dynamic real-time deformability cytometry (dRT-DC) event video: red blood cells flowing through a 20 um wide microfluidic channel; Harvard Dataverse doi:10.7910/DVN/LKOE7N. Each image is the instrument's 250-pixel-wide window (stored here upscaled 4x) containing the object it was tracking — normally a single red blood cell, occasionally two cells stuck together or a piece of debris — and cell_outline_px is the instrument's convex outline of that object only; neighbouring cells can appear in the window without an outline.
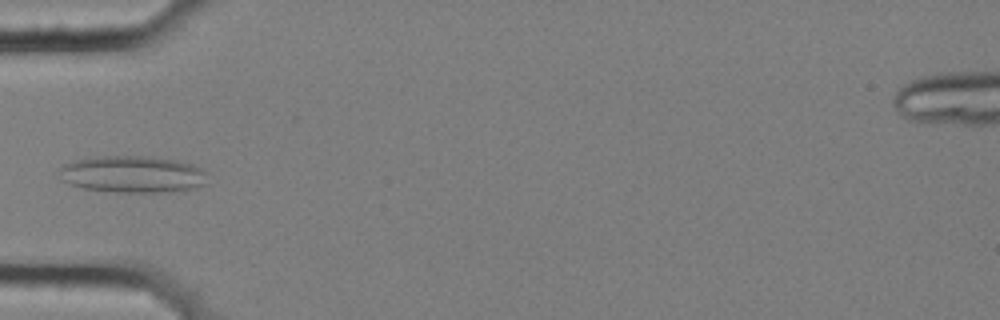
{"species": "common noctule bat (a hibernating species)", "species_latin": "Nyctalus noctula", "temperature_condition": "cold", "stored_images_in_passage": 5, "camera_frame_rate_fps": 3000, "um_per_image_px": 0.085, "animal": {"sex": "female", "body_mass_g": 25.1}, "frame": {"image": 1, "passage_image": 5, "time_ms": 1.333, "image_size_px": [1000, 320], "cell_outline_px": [[208, 184], [184, 192], [116, 192], [84, 188], [68, 184], [60, 180], [60, 168], [64, 164], [72, 160], [100, 156], [144, 156], [176, 160], [192, 164], [200, 168], [204, 172]], "centroid_in_image_um": [11.28, 14.83], "position_along_channel_um": 73.7, "area_um2": 32.25}}